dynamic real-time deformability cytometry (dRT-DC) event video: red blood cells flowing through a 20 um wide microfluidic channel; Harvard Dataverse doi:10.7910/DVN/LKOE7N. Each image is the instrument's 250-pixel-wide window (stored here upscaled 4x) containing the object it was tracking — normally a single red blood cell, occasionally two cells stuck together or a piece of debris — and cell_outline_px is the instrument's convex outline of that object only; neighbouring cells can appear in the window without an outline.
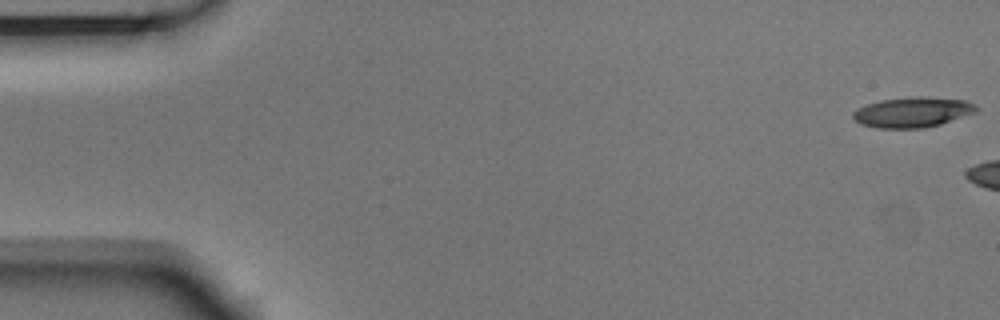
{"species": "Egyptian fruit bat (a non-hibernating species)", "species_latin": "Rousettus aegyptiacus", "temperature_condition": "room temperature", "stored_images_in_passage": 6, "camera_frame_rate_fps": 3000, "um_per_image_px": 0.085, "animal": {"sex": "male"}, "frame": {"image": 1, "passage_image": 1, "time_ms": 0.0, "image_size_px": [1000, 320], "cell_outline_px": [[980, 108], [976, 112], [940, 124], [924, 128], [876, 128], [860, 124], [852, 116], [852, 112], [856, 108], [880, 100], [912, 96], [924, 96], [964, 100], [976, 104]], "centroid_in_image_um": [77.57, 9.53], "position_along_channel_um": 7.4, "area_um2": 21.91}}